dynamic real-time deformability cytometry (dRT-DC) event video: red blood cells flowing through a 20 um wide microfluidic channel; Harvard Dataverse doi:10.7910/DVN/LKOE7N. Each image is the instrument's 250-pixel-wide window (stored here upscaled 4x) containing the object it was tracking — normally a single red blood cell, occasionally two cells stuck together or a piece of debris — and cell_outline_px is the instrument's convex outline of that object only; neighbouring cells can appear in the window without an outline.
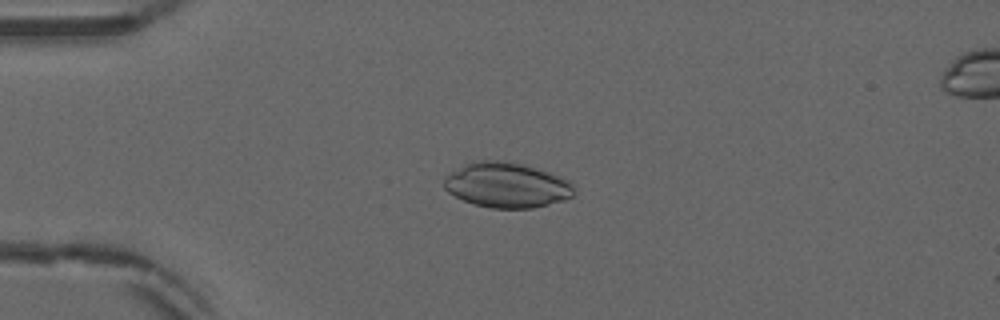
{"species": "common noctule bat (a hibernating species)", "species_latin": "Nyctalus noctula", "temperature_condition": "warm", "stored_images_in_passage": 47, "camera_frame_rate_fps": 3000, "um_per_image_px": 0.085, "animal": {"sex": "male", "forearm_length_mm": 52.5}, "frame": {"image": 1, "passage_image": 7, "time_ms": 2.0, "image_size_px": [1000, 320], "cell_outline_px": [[572, 196], [564, 200], [532, 208], [492, 208], [476, 204], [464, 200], [448, 192], [444, 188], [444, 176], [448, 172], [472, 160], [504, 160], [524, 164], [560, 176], [568, 180], [572, 184]], "centroid_in_image_um": [43.02, 15.71], "position_along_channel_um": 42.0, "area_um2": 34.22}}
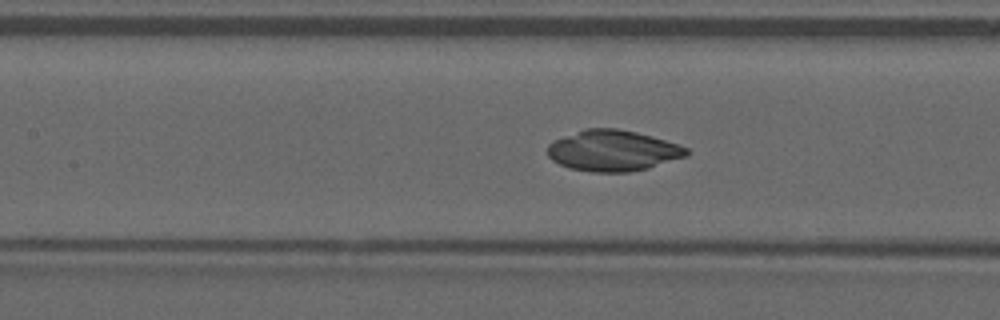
{"frame": {"image": 2, "passage_image": 18, "time_ms": 5.667, "image_size_px": [1000, 320], "cell_outline_px": [[692, 152], [688, 156], [648, 168], [628, 172], [592, 172], [568, 168], [552, 160], [548, 156], [548, 144], [556, 140], [584, 128], [616, 128], [636, 132], [652, 136], [680, 144], [688, 148]], "centroid_in_image_um": [52.14, 12.81], "position_along_channel_um": 155.3, "area_um2": 33.29}}
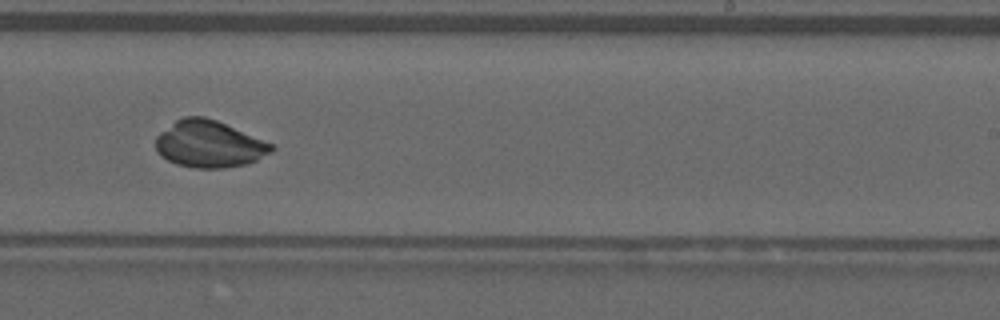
{"frame": {"image": 3, "passage_image": 27, "time_ms": 8.667, "image_size_px": [1000, 320], "cell_outline_px": [[276, 148], [272, 152], [256, 160], [244, 164], [224, 168], [196, 168], [176, 164], [160, 156], [156, 152], [156, 136], [160, 132], [176, 120], [184, 116], [204, 116], [216, 120], [276, 144]], "centroid_in_image_um": [17.8, 12.24], "position_along_channel_um": 271.2, "area_um2": 31.85}}